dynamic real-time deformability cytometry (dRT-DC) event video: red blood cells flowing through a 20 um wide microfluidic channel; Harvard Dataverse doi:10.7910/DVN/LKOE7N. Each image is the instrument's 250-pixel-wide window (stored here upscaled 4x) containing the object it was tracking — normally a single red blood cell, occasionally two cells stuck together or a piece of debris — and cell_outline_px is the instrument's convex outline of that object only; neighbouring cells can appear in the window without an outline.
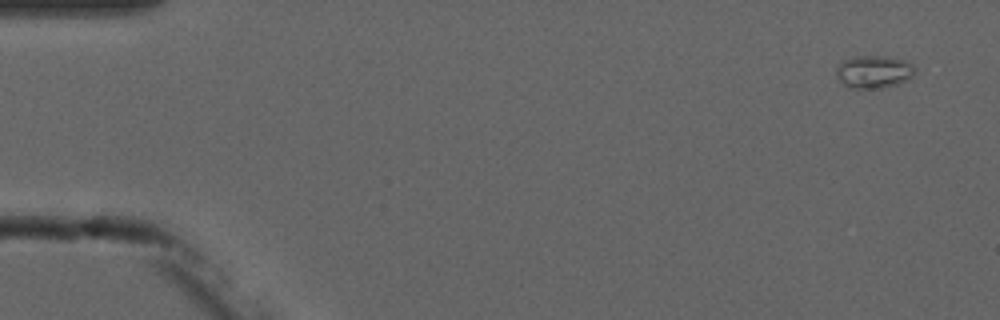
{"species": "common noctule bat (a hibernating species)", "species_latin": "Nyctalus noctula", "temperature_condition": "cold", "stored_images_in_passage": 5, "camera_frame_rate_fps": 3000, "um_per_image_px": 0.085, "animal": {"sex": "male", "forearm_length_mm": 52.5}, "frame": {"image": 1, "passage_image": 1, "time_ms": 0.0, "image_size_px": [1000, 320], "cell_outline_px": [[916, 72], [912, 76], [896, 84], [880, 88], [852, 88], [844, 84], [840, 80], [836, 72], [836, 68], [844, 60], [856, 56], [888, 56], [904, 60], [912, 64], [916, 68]], "centroid_in_image_um": [74.29, 6.08], "position_along_channel_um": 10.7, "area_um2": 14.8}}
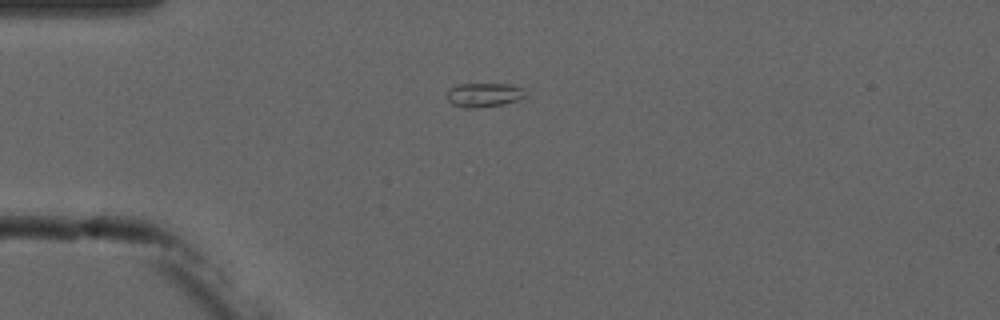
{"frame": {"image": 2, "passage_image": 4, "time_ms": 3.667, "image_size_px": [1000, 320], "cell_outline_px": [[524, 96], [520, 100], [504, 104], [472, 108], [464, 108], [452, 104], [448, 100], [448, 88], [460, 84], [508, 84], [520, 88]], "centroid_in_image_um": [41.08, 8.07], "position_along_channel_um": 43.9, "area_um2": 10.81}}